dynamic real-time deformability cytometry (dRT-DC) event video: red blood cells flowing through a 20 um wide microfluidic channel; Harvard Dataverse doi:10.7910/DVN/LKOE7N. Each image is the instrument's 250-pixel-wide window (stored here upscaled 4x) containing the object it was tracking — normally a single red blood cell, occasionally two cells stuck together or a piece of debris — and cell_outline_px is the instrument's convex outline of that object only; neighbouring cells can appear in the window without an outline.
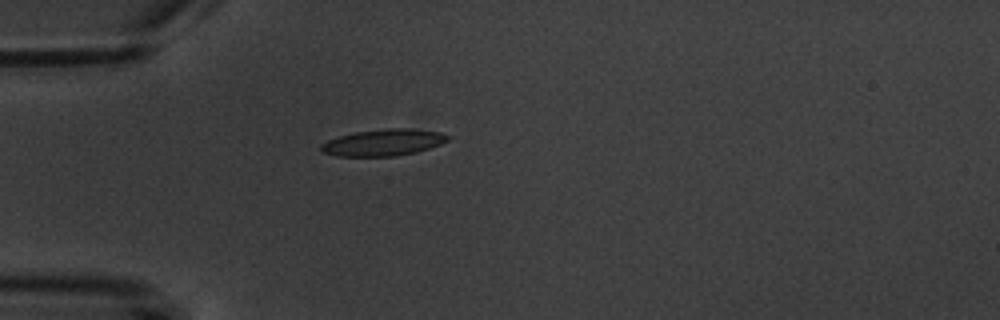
{"species": "common noctule bat (a hibernating species)", "species_latin": "Nyctalus noctula", "temperature_condition": "warm", "stored_images_in_passage": 1, "camera_frame_rate_fps": 3000, "um_per_image_px": 0.085, "animal": {"sex": "male", "body_mass_g": 20.1, "forearm_length_mm": 53.5}, "frame": {"image": 1, "passage_image": 1, "time_ms": 0.0, "image_size_px": [1000, 320], "cell_outline_px": [[452, 136], [448, 140], [440, 144], [416, 152], [396, 156], [336, 156], [324, 152], [320, 148], [320, 144], [328, 140], [340, 136], [356, 132], [388, 128], [404, 128], [440, 132]], "centroid_in_image_um": [32.6, 12.11], "position_along_channel_um": 52.4, "area_um2": 19.48}}